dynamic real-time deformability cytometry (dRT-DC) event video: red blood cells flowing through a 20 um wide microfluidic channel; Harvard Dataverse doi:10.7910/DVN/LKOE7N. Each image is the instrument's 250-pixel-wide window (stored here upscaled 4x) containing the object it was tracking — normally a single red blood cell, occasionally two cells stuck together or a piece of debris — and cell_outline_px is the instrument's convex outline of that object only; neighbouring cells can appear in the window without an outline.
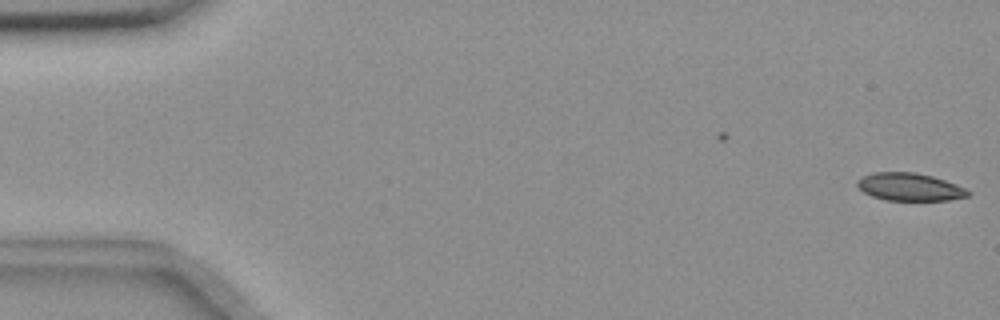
{"species": "common noctule bat (a hibernating species)", "species_latin": "Nyctalus noctula", "temperature_condition": "room temperature", "stored_images_in_passage": 2, "camera_frame_rate_fps": 3000, "um_per_image_px": 0.085, "animal": {"sex": "female", "body_mass_g": 18.4}, "frame": {"image": 1, "passage_image": 2, "time_ms": 1.0, "image_size_px": [1000, 320], "cell_outline_px": [[972, 192], [968, 196], [948, 200], [884, 200], [872, 196], [864, 192], [856, 184], [856, 180], [872, 172], [916, 172], [932, 176], [956, 184]], "centroid_in_image_um": [77.31, 15.88], "position_along_channel_um": 7.7, "area_um2": 17.86}}